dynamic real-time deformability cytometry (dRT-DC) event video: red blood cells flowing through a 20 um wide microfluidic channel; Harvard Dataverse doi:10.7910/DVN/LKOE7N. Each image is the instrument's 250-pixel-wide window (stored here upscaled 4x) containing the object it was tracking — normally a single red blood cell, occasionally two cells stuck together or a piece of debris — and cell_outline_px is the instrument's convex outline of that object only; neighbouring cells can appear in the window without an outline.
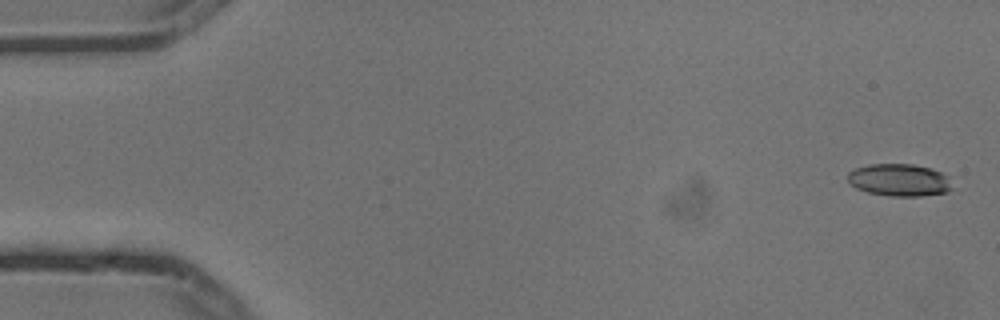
{"species": "common noctule bat (a hibernating species)", "species_latin": "Nyctalus noctula", "temperature_condition": "cold", "stored_images_in_passage": 6, "camera_frame_rate_fps": 3000, "um_per_image_px": 0.085, "animal": {"sex": "male", "body_mass_g": 13.3}, "frame": {"image": 1, "passage_image": 1, "time_ms": 0.0, "image_size_px": [1000, 320], "cell_outline_px": [[952, 188], [948, 192], [920, 196], [892, 196], [868, 192], [856, 188], [848, 180], [848, 172], [856, 168], [868, 164], [912, 164], [928, 168], [940, 172], [948, 176]], "centroid_in_image_um": [76.44, 15.3], "position_along_channel_um": 8.6, "area_um2": 19.54}}
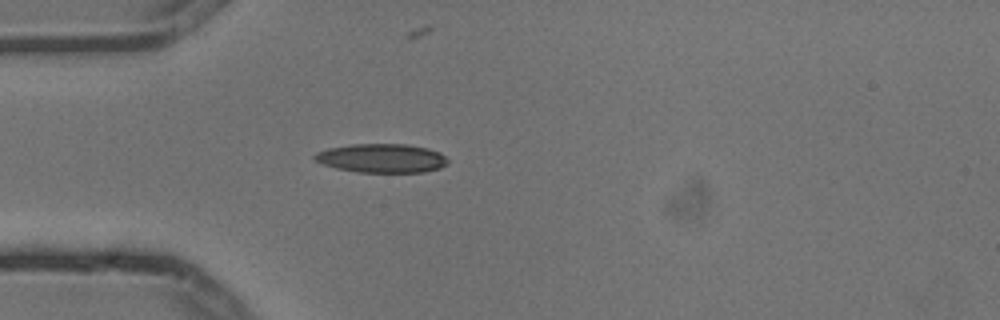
{"frame": {"image": 2, "passage_image": 5, "time_ms": 1.333, "image_size_px": [1000, 320], "cell_outline_px": [[448, 164], [440, 168], [424, 172], [356, 172], [336, 168], [324, 164], [316, 160], [312, 156], [316, 152], [328, 148], [352, 144], [408, 144], [428, 148], [440, 152], [448, 160]], "centroid_in_image_um": [32.46, 13.44], "position_along_channel_um": 52.5, "area_um2": 22.48}}